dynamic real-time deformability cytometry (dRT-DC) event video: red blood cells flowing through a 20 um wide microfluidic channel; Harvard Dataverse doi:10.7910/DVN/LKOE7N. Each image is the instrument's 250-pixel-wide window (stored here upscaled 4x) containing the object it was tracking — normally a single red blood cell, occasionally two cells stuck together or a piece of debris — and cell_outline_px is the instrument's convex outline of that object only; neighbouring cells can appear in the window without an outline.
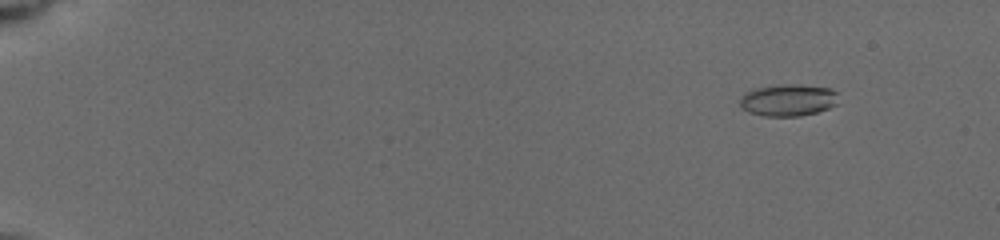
{"species": "common noctule bat (a hibernating species)", "species_latin": "Nyctalus noctula", "temperature_condition": "cold", "stored_images_in_passage": 58, "camera_frame_rate_fps": 3000, "um_per_image_px": 0.085, "animal": {"sex": "female", "body_mass_g": 19.5, "forearm_length_mm": 54.1}, "frame": {"image": 1, "passage_image": 5, "time_ms": 2.0, "image_size_px": [1000, 240], "cell_outline_px": [[836, 104], [828, 108], [816, 112], [800, 116], [764, 116], [748, 112], [740, 108], [740, 100], [748, 92], [756, 88], [780, 84], [800, 84], [828, 88], [836, 92]], "centroid_in_image_um": [66.97, 8.51], "position_along_channel_um": 18.0, "area_um2": 18.15}}
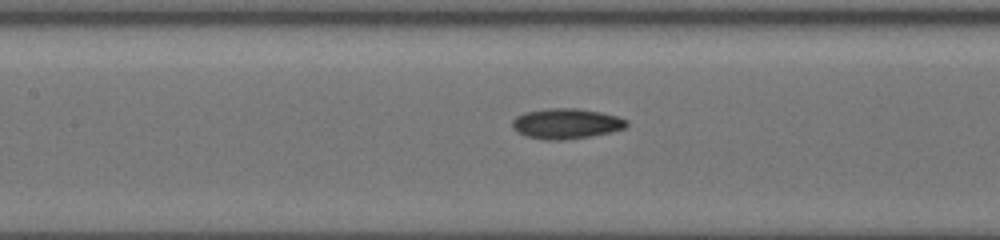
{"frame": {"image": 2, "passage_image": 29, "time_ms": 9.333, "image_size_px": [1000, 240], "cell_outline_px": [[628, 124], [624, 128], [612, 132], [564, 140], [548, 140], [528, 136], [516, 132], [512, 128], [512, 120], [516, 116], [524, 112], [548, 108], [576, 108], [600, 112], [616, 116], [628, 120]], "centroid_in_image_um": [48.1, 10.5], "position_along_channel_um": 159.3, "area_um2": 20.17}}
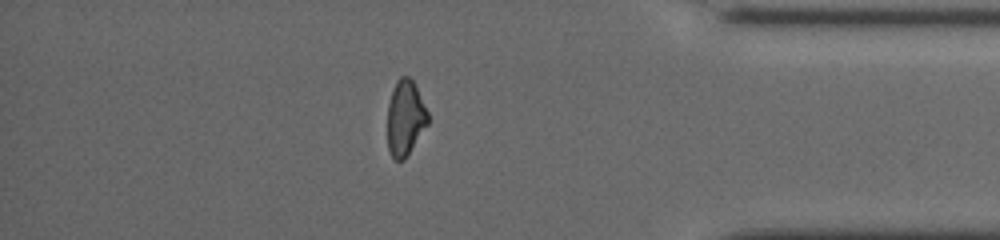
{"frame": {"image": 3, "passage_image": 51, "time_ms": 16.0, "image_size_px": [1000, 240], "cell_outline_px": [[428, 124], [404, 160], [396, 160], [392, 156], [388, 148], [388, 104], [396, 80], [400, 76], [408, 76], [412, 80], [428, 112]], "centroid_in_image_um": [34.44, 10.03], "position_along_channel_um": 400.8, "area_um2": 17.51}, "authors_computed_cell_mechanics": {"area_um2": 18.496, "velocity_mm_per_s": 3.9585, "shape_relaxation_time_tau1_ms": 2.0955, "shape_relaxation_time_tau2_ms": 4.1151, "deformation_change_tau1": 0.1231, "deformation_change_tau2": 0.114}}